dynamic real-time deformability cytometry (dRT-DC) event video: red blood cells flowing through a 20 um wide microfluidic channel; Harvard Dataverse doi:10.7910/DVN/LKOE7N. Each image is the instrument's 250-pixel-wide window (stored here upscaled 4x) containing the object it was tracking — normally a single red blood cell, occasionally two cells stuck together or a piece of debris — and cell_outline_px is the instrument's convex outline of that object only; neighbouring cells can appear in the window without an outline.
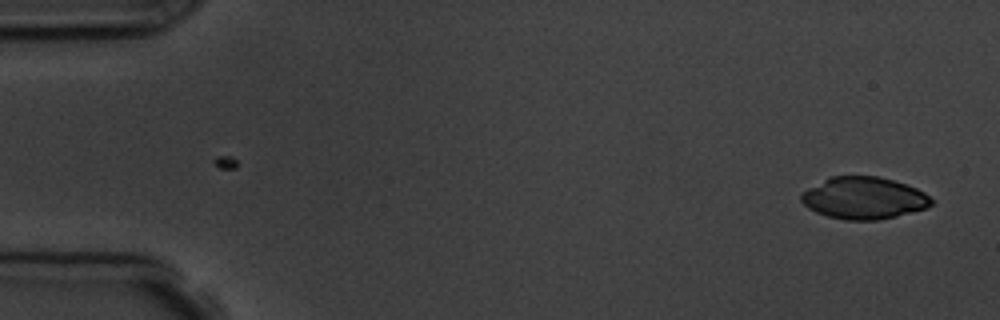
{"species": "common noctule bat (a hibernating species)", "species_latin": "Nyctalus noctula", "temperature_condition": "room temperature", "stored_images_in_passage": 6, "camera_frame_rate_fps": 3000, "um_per_image_px": 0.085, "animal": {"sex": "male", "body_mass_g": 19.5, "forearm_length_mm": 54.6}, "frame": {"image": 1, "passage_image": 6, "time_ms": 5.667, "image_size_px": [1000, 320], "cell_outline_px": [[932, 204], [928, 208], [896, 216], [876, 220], [844, 220], [828, 216], [816, 212], [808, 208], [800, 200], [800, 192], [832, 176], [876, 176], [892, 180], [916, 188], [924, 192], [932, 200]], "centroid_in_image_um": [73.4, 16.84], "position_along_channel_um": 11.6, "area_um2": 31.73}}